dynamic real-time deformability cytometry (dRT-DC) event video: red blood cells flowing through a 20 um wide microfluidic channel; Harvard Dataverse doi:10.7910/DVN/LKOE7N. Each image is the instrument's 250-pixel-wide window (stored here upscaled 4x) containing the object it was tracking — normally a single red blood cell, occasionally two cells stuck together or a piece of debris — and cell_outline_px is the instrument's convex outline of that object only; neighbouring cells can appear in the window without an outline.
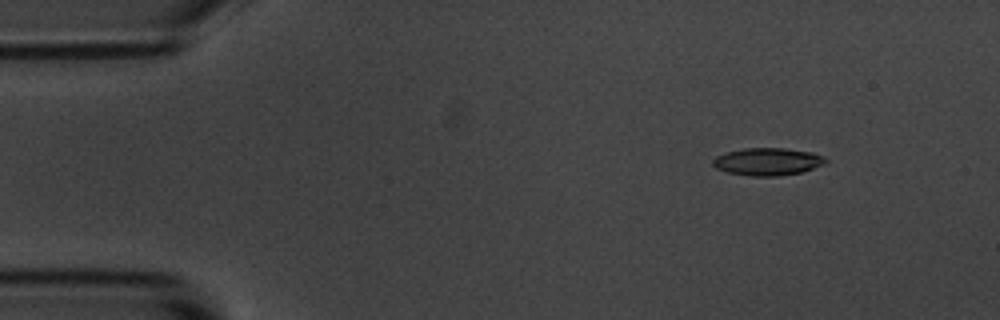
{"species": "common noctule bat (a hibernating species)", "species_latin": "Nyctalus noctula", "temperature_condition": "room temperature", "stored_images_in_passage": 56, "camera_frame_rate_fps": 3000, "um_per_image_px": 0.085, "animal": {"sex": "male", "body_mass_g": 20.1, "forearm_length_mm": 53.5}, "frame": {"image": 1, "passage_image": 7, "time_ms": 2.0, "image_size_px": [1000, 320], "cell_outline_px": [[828, 164], [800, 172], [780, 176], [752, 176], [728, 172], [716, 168], [712, 164], [712, 160], [716, 156], [724, 152], [744, 148], [784, 148], [812, 152], [824, 156], [828, 160]], "centroid_in_image_um": [65.27, 13.73], "position_along_channel_um": 19.7, "area_um2": 18.26}}
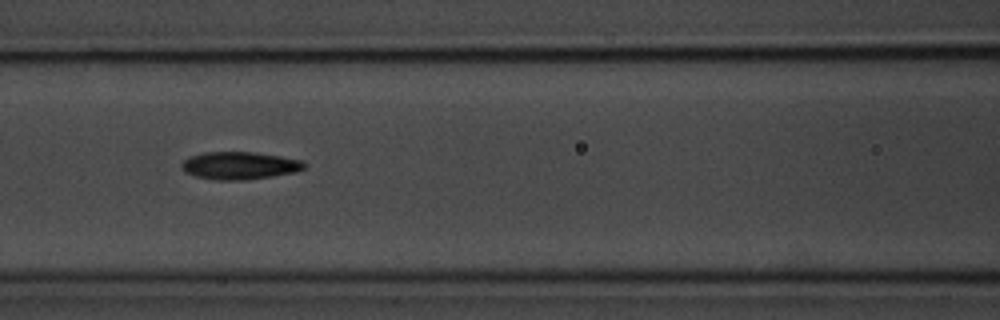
{"frame": {"image": 2, "passage_image": 24, "time_ms": 7.667, "image_size_px": [1000, 320], "cell_outline_px": [[308, 164], [304, 168], [296, 172], [272, 176], [244, 180], [216, 180], [196, 176], [184, 172], [180, 168], [180, 164], [188, 156], [204, 152], [252, 152], [280, 156], [300, 160]], "centroid_in_image_um": [20.33, 14.07], "position_along_channel_um": 146.3, "area_um2": 19.83}}
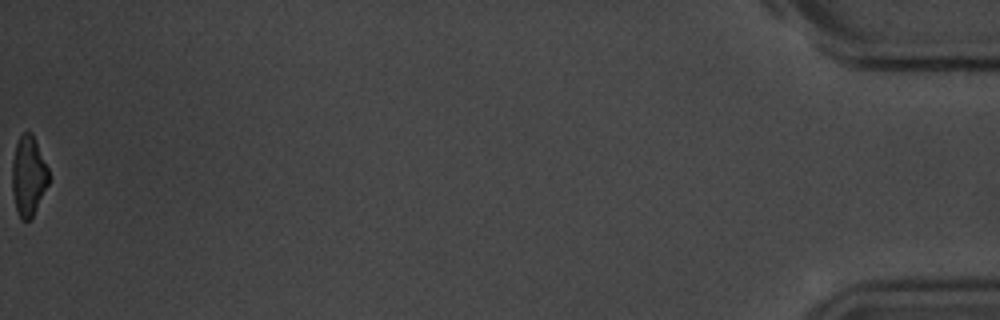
{"frame": {"image": 3, "passage_image": 56, "time_ms": 18.333, "image_size_px": [1000, 320], "cell_outline_px": [[48, 184], [32, 220], [20, 220], [16, 212], [12, 192], [12, 160], [16, 144], [20, 136], [24, 132], [32, 132], [48, 168]], "centroid_in_image_um": [2.4, 15.0], "position_along_channel_um": 432.8, "area_um2": 17.22}, "authors_computed_cell_mechanics": {"area_um2": 18.6405, "velocity_mm_per_s": 3.6501, "shape_relaxation_time_tau1_ms": 3.2327, "shape_relaxation_time_tau2_ms": 5.3385, "deformation_change_tau1": 0.1378, "deformation_change_tau2": 0.1447}}